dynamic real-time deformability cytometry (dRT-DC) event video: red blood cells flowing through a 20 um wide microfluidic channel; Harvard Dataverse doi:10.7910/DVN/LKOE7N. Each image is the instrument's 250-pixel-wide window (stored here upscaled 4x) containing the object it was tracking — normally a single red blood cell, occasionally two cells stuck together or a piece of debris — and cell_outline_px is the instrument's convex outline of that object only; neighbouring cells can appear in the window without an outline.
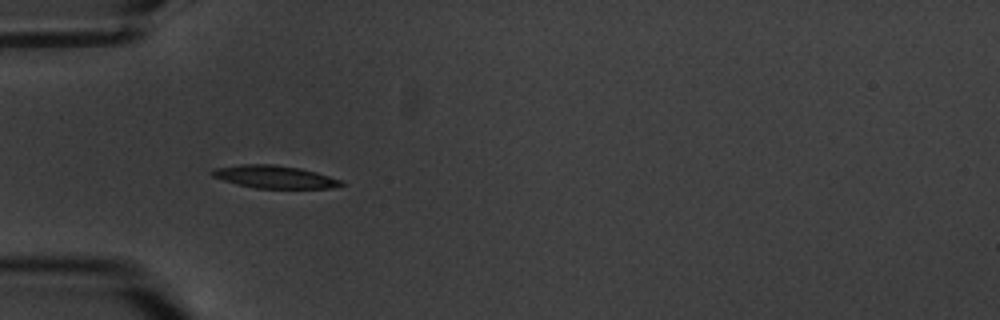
{"species": "common noctule bat (a hibernating species)", "species_latin": "Nyctalus noctula", "temperature_condition": "warm", "stored_images_in_passage": 5, "camera_frame_rate_fps": 3000, "um_per_image_px": 0.085, "animal": {"sex": "male", "body_mass_g": 20.1, "forearm_length_mm": 53.5}, "frame": {"image": 1, "passage_image": 4, "time_ms": 4.333, "image_size_px": [1000, 320], "cell_outline_px": [[344, 184], [332, 188], [256, 188], [236, 184], [212, 176], [208, 172], [212, 168], [240, 164], [272, 164], [300, 168], [316, 172], [344, 180]], "centroid_in_image_um": [23.31, 15.02], "position_along_channel_um": 61.7, "area_um2": 17.22}}